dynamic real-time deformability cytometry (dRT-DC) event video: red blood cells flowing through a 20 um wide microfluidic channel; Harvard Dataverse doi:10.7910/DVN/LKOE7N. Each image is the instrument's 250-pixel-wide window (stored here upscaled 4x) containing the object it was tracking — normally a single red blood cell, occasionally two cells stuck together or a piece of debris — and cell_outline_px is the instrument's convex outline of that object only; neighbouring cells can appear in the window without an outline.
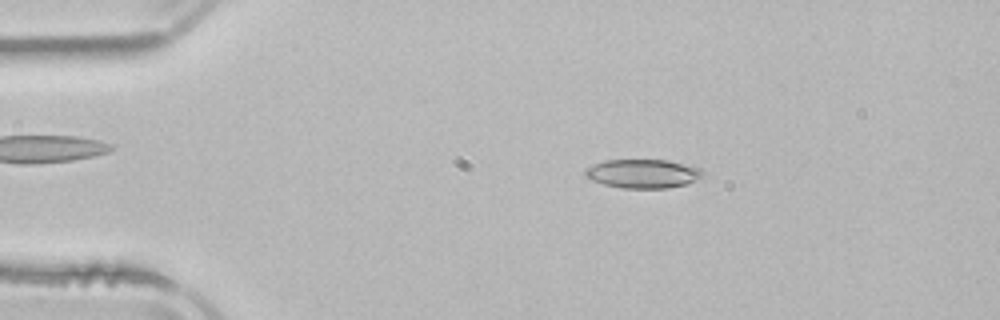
{"species": "common noctule bat (a hibernating species)", "species_latin": "Nyctalus noctula", "temperature_condition": "room temperature", "stored_images_in_passage": 2, "camera_frame_rate_fps": 3000, "um_per_image_px": 0.085, "animal": {"sex": "male", "body_mass_g": 21.5, "forearm_length_mm": 52.0}, "frame": {"image": 1, "passage_image": 1, "time_ms": 0.0, "image_size_px": [1000, 320], "cell_outline_px": [[704, 176], [688, 184], [668, 188], [624, 188], [604, 184], [592, 180], [584, 176], [584, 172], [588, 168], [604, 160], [668, 160], [700, 168], [704, 172]], "centroid_in_image_um": [54.69, 14.76], "position_along_channel_um": 30.3, "area_um2": 19.71}}